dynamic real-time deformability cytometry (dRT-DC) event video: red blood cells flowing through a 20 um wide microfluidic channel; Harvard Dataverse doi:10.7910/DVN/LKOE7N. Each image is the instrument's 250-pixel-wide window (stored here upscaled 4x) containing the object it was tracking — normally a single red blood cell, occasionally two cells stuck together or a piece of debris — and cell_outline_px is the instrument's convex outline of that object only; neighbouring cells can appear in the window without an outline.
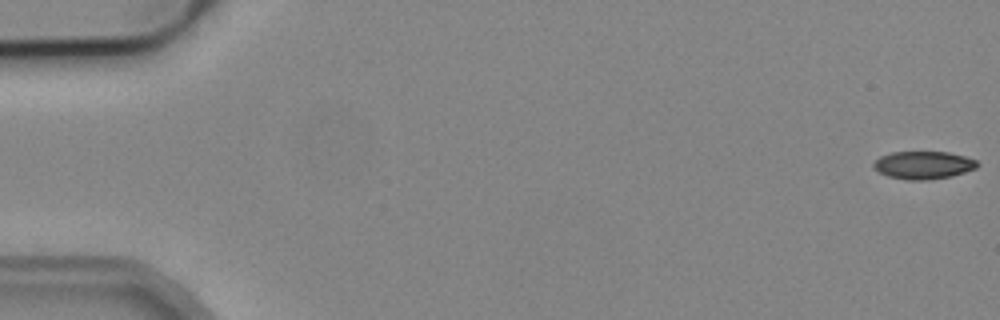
{"species": "common noctule bat (a hibernating species)", "species_latin": "Nyctalus noctula", "temperature_condition": "cold", "stored_images_in_passage": 17, "camera_frame_rate_fps": 3000, "um_per_image_px": 0.085, "animal": {"sex": "male", "body_mass_g": 19.2, "forearm_length_mm": 51.8}, "frame": {"image": 1, "passage_image": 1, "time_ms": 0.0, "image_size_px": [1000, 320], "cell_outline_px": [[980, 164], [976, 168], [952, 176], [928, 180], [908, 180], [888, 176], [872, 168], [872, 164], [880, 156], [892, 152], [948, 152], [964, 156], [976, 160]], "centroid_in_image_um": [78.48, 14.03], "position_along_channel_um": 6.5, "area_um2": 16.82}}
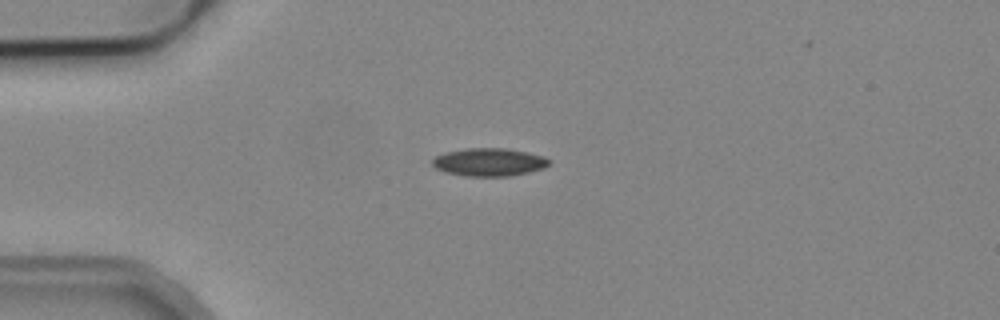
{"frame": {"image": 2, "passage_image": 14, "time_ms": 4.333, "image_size_px": [1000, 320], "cell_outline_px": [[548, 164], [544, 168], [512, 176], [464, 176], [444, 172], [436, 168], [432, 164], [432, 160], [436, 156], [444, 152], [468, 148], [508, 148], [528, 152], [544, 156], [548, 160]], "centroid_in_image_um": [41.55, 13.78], "position_along_channel_um": 43.4, "area_um2": 19.07}}